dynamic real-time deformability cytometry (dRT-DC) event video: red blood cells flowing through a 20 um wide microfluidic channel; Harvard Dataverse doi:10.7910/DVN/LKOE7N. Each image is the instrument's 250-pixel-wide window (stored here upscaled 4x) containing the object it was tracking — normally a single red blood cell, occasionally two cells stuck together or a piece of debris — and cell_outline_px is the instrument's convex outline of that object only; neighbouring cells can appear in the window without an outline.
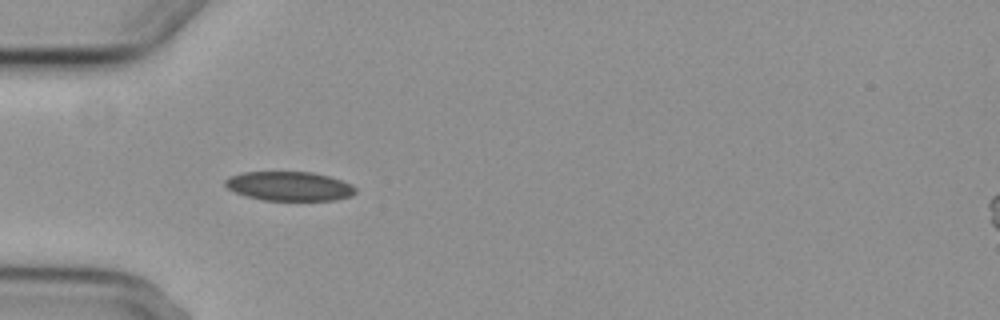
{"species": "common noctule bat (a hibernating species)", "species_latin": "Nyctalus noctula", "temperature_condition": "cold", "stored_images_in_passage": 4, "camera_frame_rate_fps": 3000, "um_per_image_px": 0.085, "animal": {"sex": "female", "body_mass_g": 29.2, "forearm_length_mm": 56.3}, "frame": {"image": 1, "passage_image": 2, "time_ms": 1.0, "image_size_px": [1000, 320], "cell_outline_px": [[356, 192], [352, 196], [336, 200], [264, 200], [248, 196], [236, 192], [228, 188], [224, 184], [224, 180], [228, 176], [244, 172], [312, 172], [328, 176], [352, 184], [356, 188]], "centroid_in_image_um": [24.6, 15.82], "position_along_channel_um": 60.4, "area_um2": 22.14}}
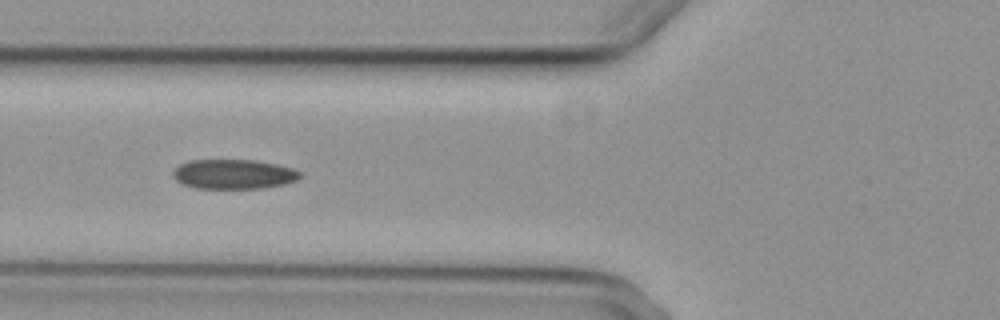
{"frame": {"image": 2, "passage_image": 3, "time_ms": 2.333, "image_size_px": [1000, 320], "cell_outline_px": [[300, 176], [296, 180], [284, 184], [264, 188], [196, 188], [184, 184], [176, 180], [172, 176], [172, 172], [180, 164], [188, 160], [256, 160], [276, 164], [292, 168], [300, 172]], "centroid_in_image_um": [19.84, 14.8], "position_along_channel_um": 106.0, "area_um2": 21.85}}
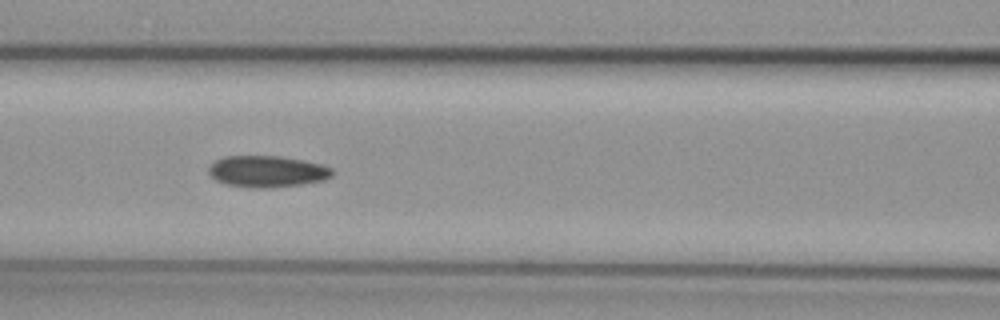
{"frame": {"image": 3, "passage_image": 4, "time_ms": 3.333, "image_size_px": [1000, 320], "cell_outline_px": [[332, 176], [324, 180], [300, 184], [264, 188], [256, 188], [224, 184], [216, 180], [208, 172], [208, 168], [216, 160], [224, 156], [280, 156], [304, 160], [320, 164], [332, 168]], "centroid_in_image_um": [22.69, 14.56], "position_along_channel_um": 143.9, "area_um2": 22.54}}